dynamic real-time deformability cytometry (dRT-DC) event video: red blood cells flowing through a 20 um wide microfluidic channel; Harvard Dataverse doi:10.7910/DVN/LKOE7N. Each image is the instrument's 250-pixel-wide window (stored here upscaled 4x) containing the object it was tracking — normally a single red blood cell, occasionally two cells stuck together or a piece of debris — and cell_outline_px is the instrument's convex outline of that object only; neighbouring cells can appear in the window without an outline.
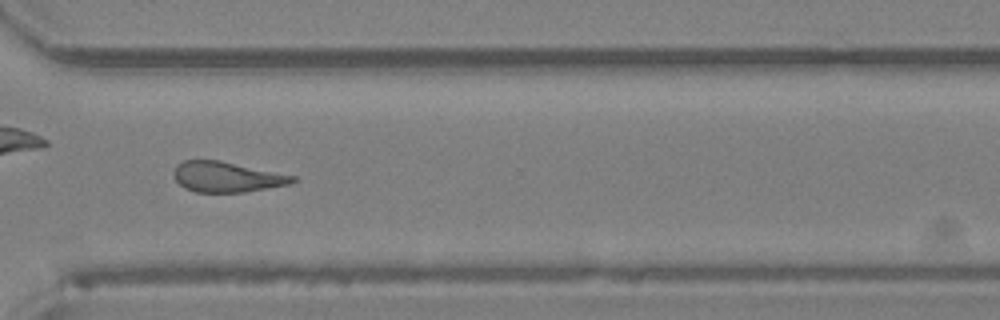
{"species": "Egyptian fruit bat (a non-hibernating species)", "species_latin": "Rousettus aegyptiacus", "temperature_condition": "room temperature", "stored_images_in_passage": 32, "camera_frame_rate_fps": 3000, "um_per_image_px": 0.085, "animal": {"sex": "female"}, "frame": {"image": 1, "passage_image": 23, "time_ms": 7.333, "image_size_px": [1000, 320], "cell_outline_px": [[296, 180], [292, 184], [244, 192], [196, 192], [184, 188], [176, 180], [172, 172], [176, 164], [184, 160], [220, 160], [296, 176]], "centroid_in_image_um": [19.27, 15.03], "position_along_channel_um": 351.3, "area_um2": 21.15}}